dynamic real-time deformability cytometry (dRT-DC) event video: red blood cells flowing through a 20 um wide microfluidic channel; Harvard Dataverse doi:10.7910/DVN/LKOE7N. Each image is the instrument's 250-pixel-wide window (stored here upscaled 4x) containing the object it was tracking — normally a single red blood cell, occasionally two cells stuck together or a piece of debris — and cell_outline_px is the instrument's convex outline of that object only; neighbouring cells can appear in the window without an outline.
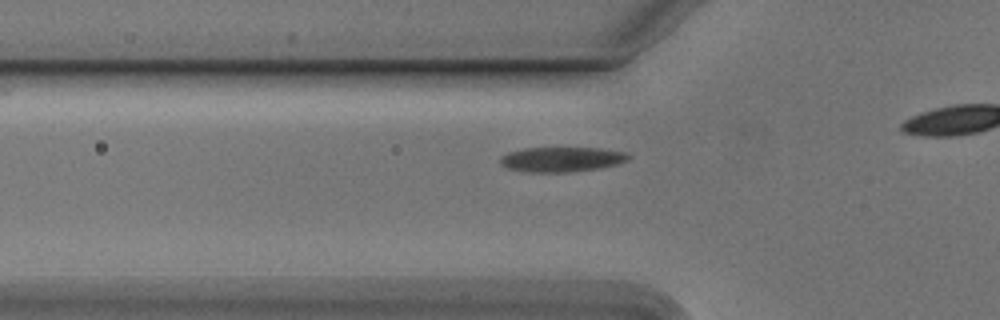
{"species": "Egyptian fruit bat (a non-hibernating species)", "species_latin": "Rousettus aegyptiacus", "temperature_condition": "cold", "stored_images_in_passage": 16, "camera_frame_rate_fps": 3000, "um_per_image_px": 0.085, "animal": {"sex": "male"}, "frame": {"image": 1, "passage_image": 7, "time_ms": 2.0, "image_size_px": [1000, 320], "cell_outline_px": [[632, 156], [628, 160], [616, 164], [600, 168], [572, 172], [528, 172], [508, 168], [500, 164], [500, 156], [508, 152], [524, 148], [600, 148], [624, 152]], "centroid_in_image_um": [47.73, 13.54], "position_along_channel_um": 78.1, "area_um2": 18.61}}
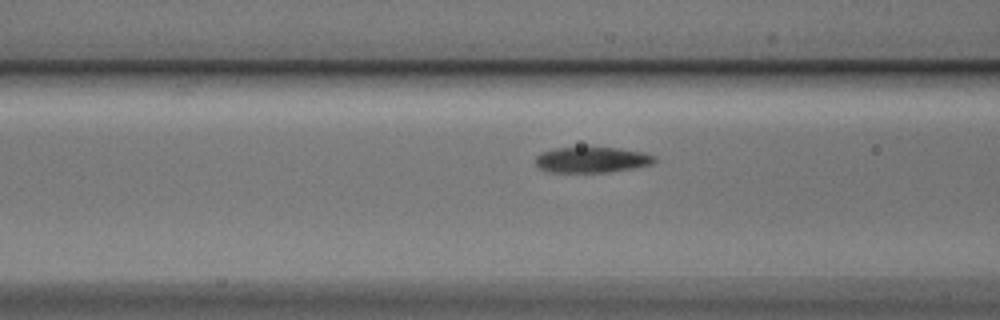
{"frame": {"image": 2, "passage_image": 10, "time_ms": 3.0, "image_size_px": [1000, 320], "cell_outline_px": [[656, 160], [652, 164], [632, 168], [604, 172], [552, 172], [540, 168], [536, 164], [536, 156], [540, 152], [552, 148], [620, 148], [644, 152], [656, 156]], "centroid_in_image_um": [50.31, 13.57], "position_along_channel_um": 116.3, "area_um2": 17.69}}
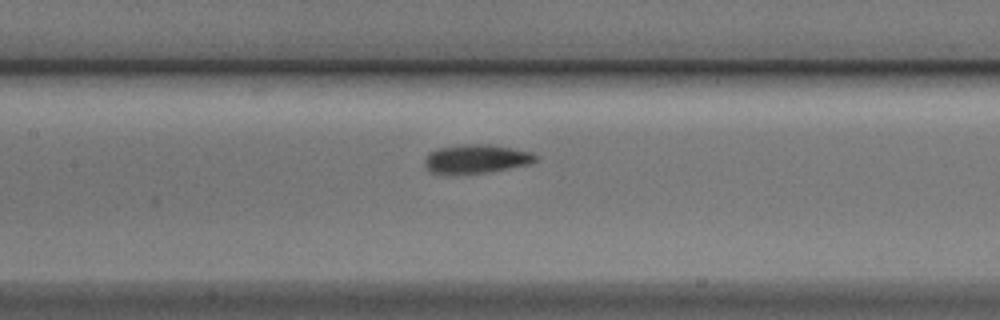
{"frame": {"image": 3, "passage_image": 14, "time_ms": 4.333, "image_size_px": [1000, 320], "cell_outline_px": [[536, 160], [528, 164], [484, 172], [428, 172], [424, 168], [424, 160], [428, 152], [436, 148], [460, 144], [488, 144], [512, 148], [532, 152], [536, 156]], "centroid_in_image_um": [40.41, 13.46], "position_along_channel_um": 167.0, "area_um2": 18.21}}